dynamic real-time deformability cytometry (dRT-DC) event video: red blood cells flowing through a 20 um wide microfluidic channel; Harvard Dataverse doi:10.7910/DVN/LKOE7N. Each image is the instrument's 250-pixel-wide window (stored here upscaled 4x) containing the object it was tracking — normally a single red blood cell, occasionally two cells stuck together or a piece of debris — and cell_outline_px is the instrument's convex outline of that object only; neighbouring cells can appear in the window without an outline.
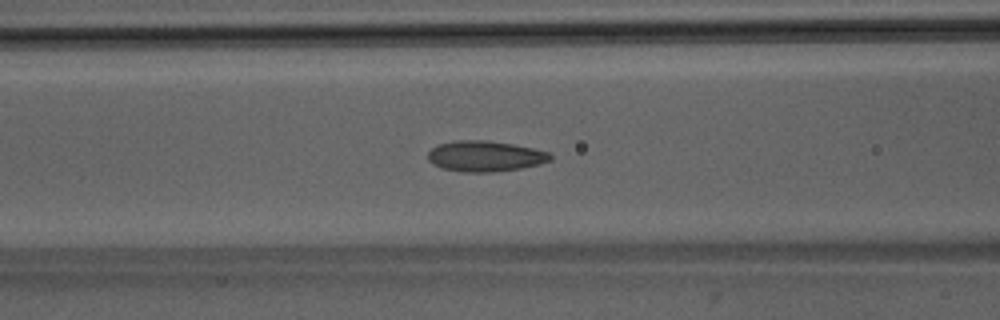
{"species": "Egyptian fruit bat (a non-hibernating species)", "species_latin": "Rousettus aegyptiacus", "temperature_condition": "room temperature", "stored_images_in_passage": 49, "camera_frame_rate_fps": 3000, "um_per_image_px": 0.085, "animal": {"sex": "male"}, "frame": {"image": 1, "passage_image": 19, "time_ms": 6.0, "image_size_px": [1000, 320], "cell_outline_px": [[552, 160], [540, 164], [520, 168], [492, 172], [464, 172], [440, 168], [432, 164], [428, 160], [428, 152], [436, 144], [452, 140], [488, 140], [512, 144], [532, 148], [548, 152], [552, 156]], "centroid_in_image_um": [41.19, 13.27], "position_along_channel_um": 125.4, "area_um2": 22.08}}
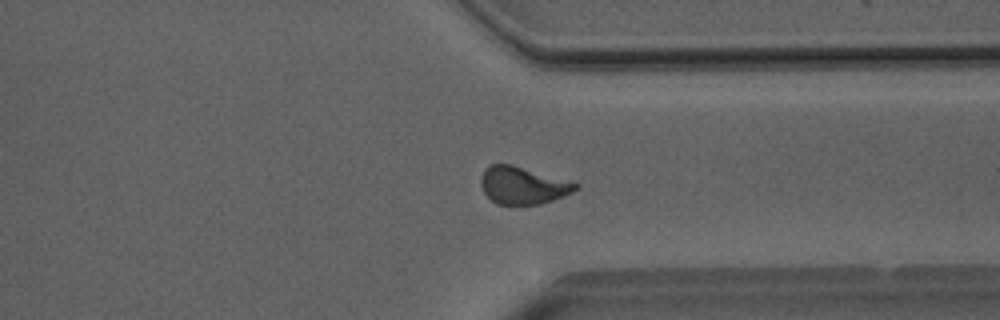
{"frame": {"image": 2, "passage_image": 37, "time_ms": 12.0, "image_size_px": [1000, 320], "cell_outline_px": [[580, 188], [564, 196], [540, 204], [496, 204], [484, 192], [480, 184], [480, 180], [484, 168], [488, 164], [512, 164], [580, 184]], "centroid_in_image_um": [44.43, 15.75], "position_along_channel_um": 367.0, "area_um2": 20.58}}
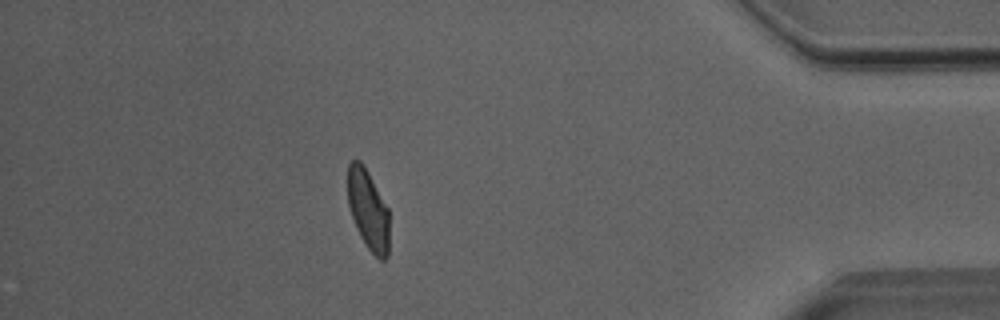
{"frame": {"image": 3, "passage_image": 43, "time_ms": 14.0, "image_size_px": [1000, 320], "cell_outline_px": [[388, 256], [384, 260], [380, 260], [364, 244], [356, 228], [348, 204], [348, 164], [352, 160], [360, 160], [368, 172], [388, 208]], "centroid_in_image_um": [31.28, 17.84], "position_along_channel_um": 403.9, "area_um2": 19.25}, "authors_computed_cell_mechanics": {"area_um2": 20.9236, "velocity_mm_per_s": 4.033, "shape_relaxation_time_tau1_ms": 4.8984, "shape_relaxation_time_tau2_ms": 1.3189, "deformation_change_tau1": 0.1443, "deformation_change_tau2": 0.0687}}